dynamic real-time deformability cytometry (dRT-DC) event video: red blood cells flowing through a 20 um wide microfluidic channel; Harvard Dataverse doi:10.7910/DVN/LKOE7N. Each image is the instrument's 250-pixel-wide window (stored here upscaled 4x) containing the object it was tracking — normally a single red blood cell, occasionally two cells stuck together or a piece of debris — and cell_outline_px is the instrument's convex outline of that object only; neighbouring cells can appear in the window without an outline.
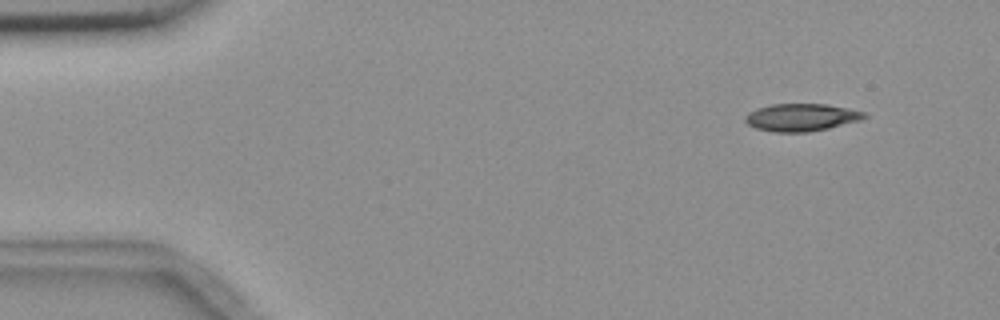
{"species": "common noctule bat (a hibernating species)", "species_latin": "Nyctalus noctula", "temperature_condition": "room temperature", "stored_images_in_passage": 4, "camera_frame_rate_fps": 3000, "um_per_image_px": 0.085, "animal": {"sex": "female", "body_mass_g": 18.4}, "frame": {"image": 1, "passage_image": 2, "time_ms": 1.333, "image_size_px": [1000, 320], "cell_outline_px": [[868, 116], [860, 120], [828, 128], [808, 132], [772, 132], [756, 128], [748, 124], [744, 120], [744, 116], [748, 112], [756, 108], [768, 104], [828, 104], [848, 108], [864, 112]], "centroid_in_image_um": [68.07, 9.97], "position_along_channel_um": 16.9, "area_um2": 19.19}}
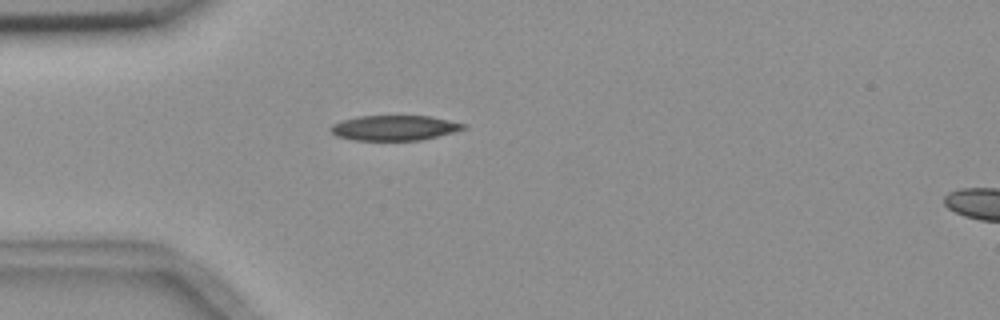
{"frame": {"image": 2, "passage_image": 4, "time_ms": 4.667, "image_size_px": [1000, 320], "cell_outline_px": [[468, 128], [420, 140], [352, 140], [336, 136], [328, 128], [332, 124], [356, 116], [428, 116], [468, 124]], "centroid_in_image_um": [33.51, 10.87], "position_along_channel_um": 51.5, "area_um2": 19.36}}